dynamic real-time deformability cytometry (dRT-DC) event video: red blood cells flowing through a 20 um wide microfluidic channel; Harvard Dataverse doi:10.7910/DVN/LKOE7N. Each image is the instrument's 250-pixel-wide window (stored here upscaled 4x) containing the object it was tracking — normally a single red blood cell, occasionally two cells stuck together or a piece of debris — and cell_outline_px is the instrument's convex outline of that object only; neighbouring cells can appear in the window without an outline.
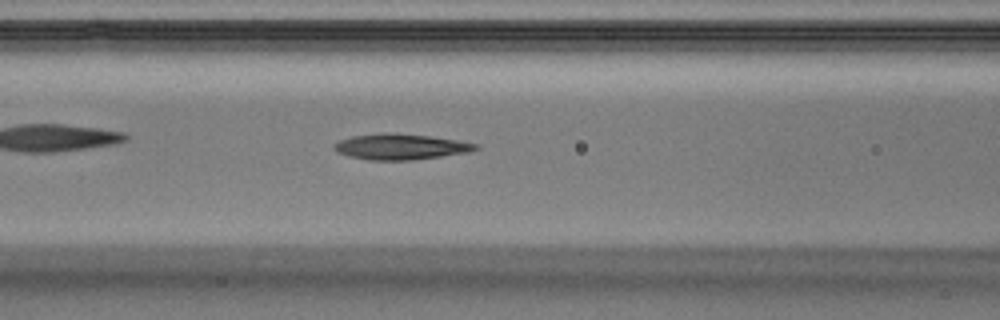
{"species": "Egyptian fruit bat (a non-hibernating species)", "species_latin": "Rousettus aegyptiacus", "temperature_condition": "warm", "stored_images_in_passage": 32, "camera_frame_rate_fps": 3000, "um_per_image_px": 0.085, "animal": {"sex": "male"}, "frame": {"image": 1, "passage_image": 14, "time_ms": 4.333, "image_size_px": [1000, 320], "cell_outline_px": [[480, 148], [468, 152], [412, 160], [368, 160], [352, 156], [340, 152], [336, 148], [336, 144], [340, 140], [352, 136], [384, 132], [392, 132], [428, 136], [456, 140], [476, 144]], "centroid_in_image_um": [34.08, 12.46], "position_along_channel_um": 132.5, "area_um2": 20.75}}
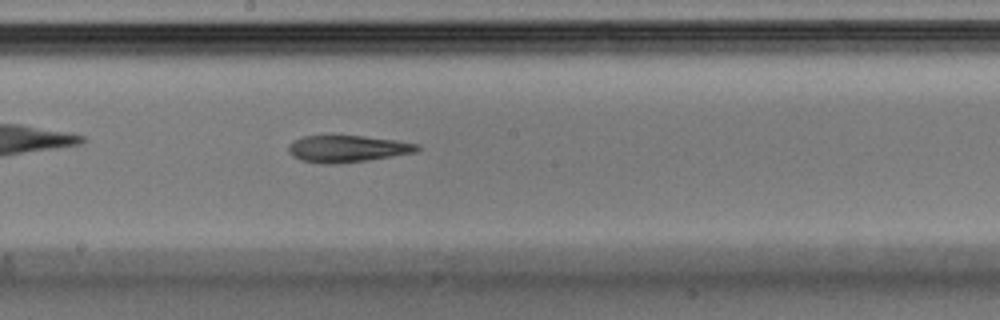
{"frame": {"image": 2, "passage_image": 19, "time_ms": 6.0, "image_size_px": [1000, 320], "cell_outline_px": [[420, 148], [416, 152], [368, 160], [336, 164], [320, 164], [300, 160], [292, 156], [288, 152], [288, 144], [292, 140], [304, 136], [364, 136], [396, 140], [420, 144]], "centroid_in_image_um": [29.49, 12.65], "position_along_channel_um": 218.7, "area_um2": 20.29}}